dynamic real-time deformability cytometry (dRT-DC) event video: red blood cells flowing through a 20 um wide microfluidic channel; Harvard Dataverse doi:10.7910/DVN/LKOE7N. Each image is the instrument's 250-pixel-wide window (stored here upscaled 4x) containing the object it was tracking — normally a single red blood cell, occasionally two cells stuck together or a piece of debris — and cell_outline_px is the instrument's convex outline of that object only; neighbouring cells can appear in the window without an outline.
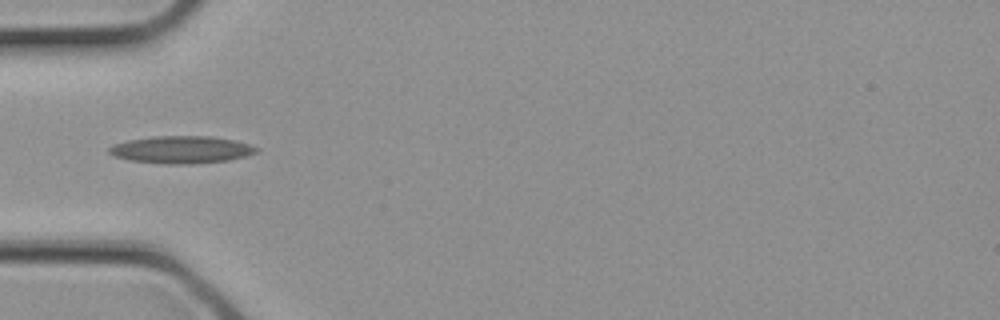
{"species": "common noctule bat (a hibernating species)", "species_latin": "Nyctalus noctula", "temperature_condition": "cold", "stored_images_in_passage": 1, "camera_frame_rate_fps": 3000, "um_per_image_px": 0.085, "animal": {"sex": "female", "body_mass_g": 21.9}, "frame": {"image": 1, "passage_image": 1, "time_ms": 0.0, "image_size_px": [1000, 320], "cell_outline_px": [[260, 148], [256, 152], [244, 156], [228, 160], [192, 164], [160, 164], [128, 160], [112, 156], [108, 152], [108, 148], [112, 144], [128, 140], [152, 136], [212, 136], [236, 140]], "centroid_in_image_um": [15.36, 12.72], "position_along_channel_um": 69.6, "area_um2": 23.76}}